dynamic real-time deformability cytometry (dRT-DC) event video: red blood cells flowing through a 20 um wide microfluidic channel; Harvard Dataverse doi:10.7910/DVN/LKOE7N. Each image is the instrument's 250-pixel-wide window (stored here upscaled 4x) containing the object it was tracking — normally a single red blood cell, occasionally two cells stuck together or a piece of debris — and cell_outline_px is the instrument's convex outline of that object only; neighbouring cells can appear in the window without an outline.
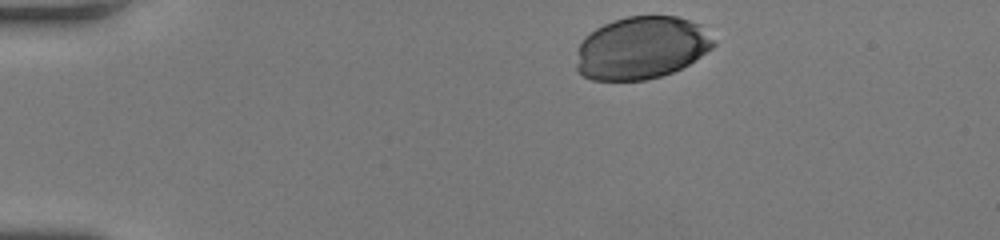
{"species": "human", "species_latin": "Homo sapiens", "temperature_condition": "room temperature", "stored_images_in_passage": 34, "camera_frame_rate_fps": 3000, "um_per_image_px": 0.085, "donor": {"sex": "female"}, "frame": {"image": 1, "passage_image": 1, "time_ms": 0.0, "image_size_px": [1000, 240], "cell_outline_px": [[716, 44], [712, 48], [688, 64], [672, 72], [660, 76], [644, 80], [592, 80], [576, 72], [576, 52], [584, 36], [596, 28], [604, 24], [628, 16], [676, 16], [700, 24]], "centroid_in_image_um": [54.47, 4.07], "position_along_channel_um": 30.5, "area_um2": 49.94}}
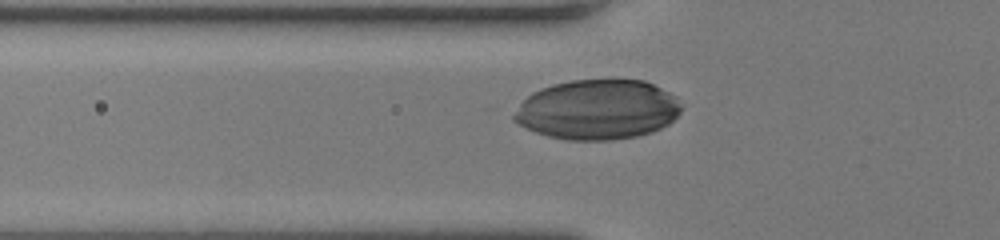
{"frame": {"image": 2, "passage_image": 10, "time_ms": 3.0, "image_size_px": [1000, 240], "cell_outline_px": [[680, 112], [668, 124], [652, 132], [636, 136], [612, 140], [568, 140], [548, 136], [536, 132], [512, 120], [512, 116], [520, 104], [532, 92], [540, 88], [552, 84], [572, 80], [644, 80], [676, 96], [680, 104]], "centroid_in_image_um": [50.78, 9.32], "position_along_channel_um": 75.0, "area_um2": 58.15}}
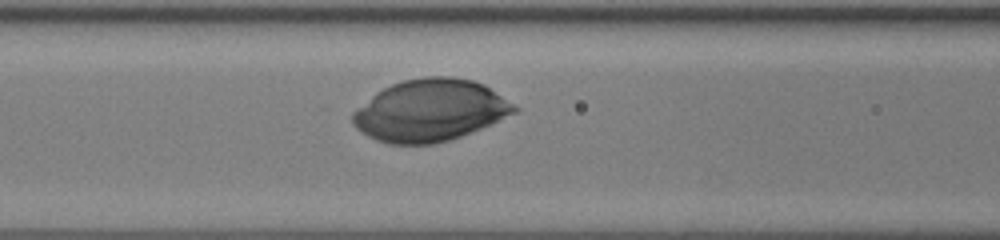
{"frame": {"image": 3, "passage_image": 14, "time_ms": 4.333, "image_size_px": [1000, 240], "cell_outline_px": [[520, 112], [460, 136], [448, 140], [432, 144], [388, 144], [376, 140], [368, 136], [356, 128], [352, 124], [352, 112], [376, 92], [392, 84], [404, 80], [424, 76], [452, 76], [472, 80], [484, 84], [520, 108]], "centroid_in_image_um": [36.57, 9.38], "position_along_channel_um": 130.0, "area_um2": 58.32}}